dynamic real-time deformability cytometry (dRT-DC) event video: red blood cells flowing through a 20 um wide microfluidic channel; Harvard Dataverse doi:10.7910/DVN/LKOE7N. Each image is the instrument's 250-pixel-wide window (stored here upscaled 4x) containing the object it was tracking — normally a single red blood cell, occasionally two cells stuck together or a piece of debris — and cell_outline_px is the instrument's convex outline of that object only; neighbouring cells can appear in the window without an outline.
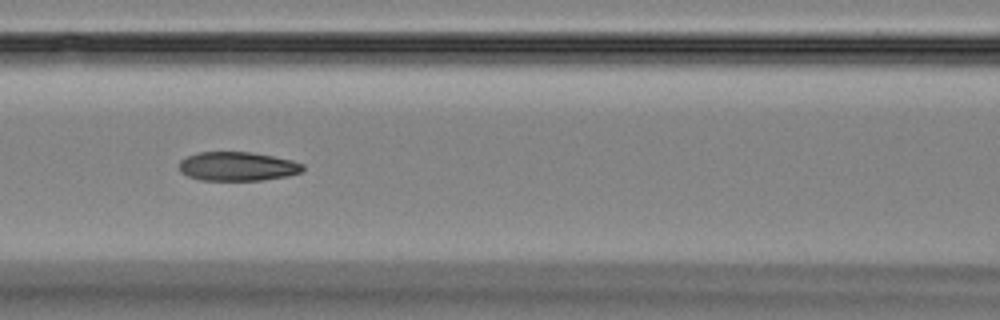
{"species": "Egyptian fruit bat (a non-hibernating species)", "species_latin": "Rousettus aegyptiacus", "temperature_condition": "room temperature", "stored_images_in_passage": 6, "camera_frame_rate_fps": 3000, "um_per_image_px": 0.085, "animal": {"sex": "female"}, "frame": {"image": 1, "passage_image": 6, "time_ms": 5.667, "image_size_px": [1000, 320], "cell_outline_px": [[304, 168], [300, 172], [288, 176], [264, 180], [200, 180], [188, 176], [180, 172], [180, 160], [188, 156], [200, 152], [252, 152], [292, 160], [304, 164]], "centroid_in_image_um": [20.2, 14.14], "position_along_channel_um": 146.4, "area_um2": 20.87}}